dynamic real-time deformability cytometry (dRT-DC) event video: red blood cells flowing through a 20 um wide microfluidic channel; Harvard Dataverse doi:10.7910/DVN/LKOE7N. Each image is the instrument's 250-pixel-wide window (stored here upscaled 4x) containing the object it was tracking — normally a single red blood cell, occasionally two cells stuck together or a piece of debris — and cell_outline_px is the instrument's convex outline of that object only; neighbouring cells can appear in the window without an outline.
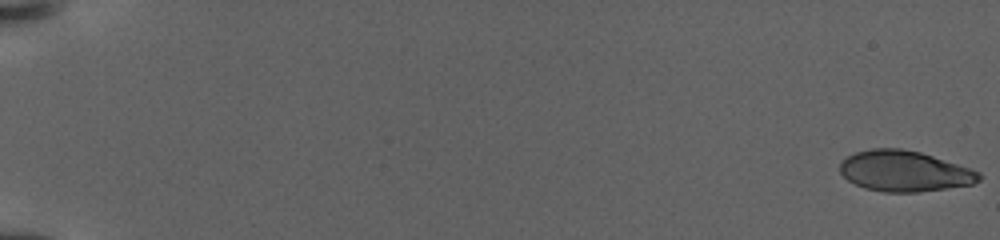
{"species": "human", "species_latin": "Homo sapiens", "temperature_condition": "warm", "stored_images_in_passage": 52, "camera_frame_rate_fps": 3000, "um_per_image_px": 0.085, "donor": {"sex": "female"}, "frame": {"image": 1, "passage_image": 1, "time_ms": 0.0, "image_size_px": [1000, 240], "cell_outline_px": [[984, 176], [980, 180], [972, 184], [920, 192], [884, 192], [864, 188], [848, 180], [840, 172], [840, 160], [856, 152], [872, 148], [900, 148], [920, 152], [980, 172]], "centroid_in_image_um": [76.86, 14.55], "position_along_channel_um": 8.1, "area_um2": 32.89}}
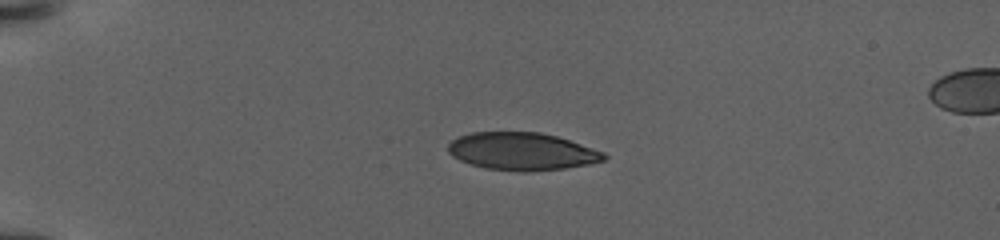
{"frame": {"image": 2, "passage_image": 39, "time_ms": 6.333, "image_size_px": [1000, 240], "cell_outline_px": [[608, 156], [604, 160], [592, 164], [564, 168], [528, 172], [520, 172], [484, 168], [460, 160], [452, 156], [448, 152], [448, 144], [452, 140], [460, 136], [472, 132], [540, 132], [556, 136], [604, 152]], "centroid_in_image_um": [44.37, 12.88], "position_along_channel_um": 40.6, "area_um2": 34.16}}